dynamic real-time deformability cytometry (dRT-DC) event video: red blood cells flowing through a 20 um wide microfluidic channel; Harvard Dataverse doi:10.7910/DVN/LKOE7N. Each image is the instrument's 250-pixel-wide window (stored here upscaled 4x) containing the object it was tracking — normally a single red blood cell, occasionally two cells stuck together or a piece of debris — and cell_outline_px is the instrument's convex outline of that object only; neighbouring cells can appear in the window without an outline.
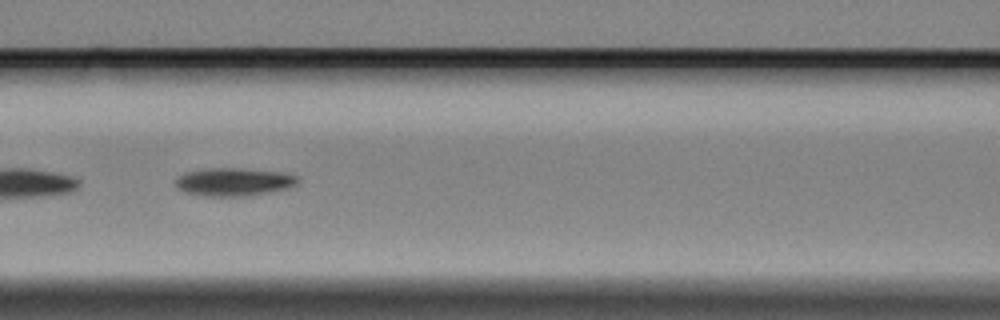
{"species": "Egyptian fruit bat (a non-hibernating species)", "species_latin": "Rousettus aegyptiacus", "temperature_condition": "cold", "stored_images_in_passage": 29, "segment_of_instrument_passage": [2, 2], "camera_frame_rate_fps": 3000, "um_per_image_px": 0.085, "animal": {"sex": "female"}, "frame": {"image": 1, "passage_image": 24, "time_ms": 7.667, "image_size_px": [1000, 320], "cell_outline_px": [[296, 184], [288, 188], [272, 192], [248, 196], [204, 196], [184, 192], [176, 188], [172, 184], [184, 172], [204, 168], [240, 168], [280, 172], [296, 176]], "centroid_in_image_um": [19.79, 15.46], "position_along_channel_um": 146.8, "area_um2": 20.11}}